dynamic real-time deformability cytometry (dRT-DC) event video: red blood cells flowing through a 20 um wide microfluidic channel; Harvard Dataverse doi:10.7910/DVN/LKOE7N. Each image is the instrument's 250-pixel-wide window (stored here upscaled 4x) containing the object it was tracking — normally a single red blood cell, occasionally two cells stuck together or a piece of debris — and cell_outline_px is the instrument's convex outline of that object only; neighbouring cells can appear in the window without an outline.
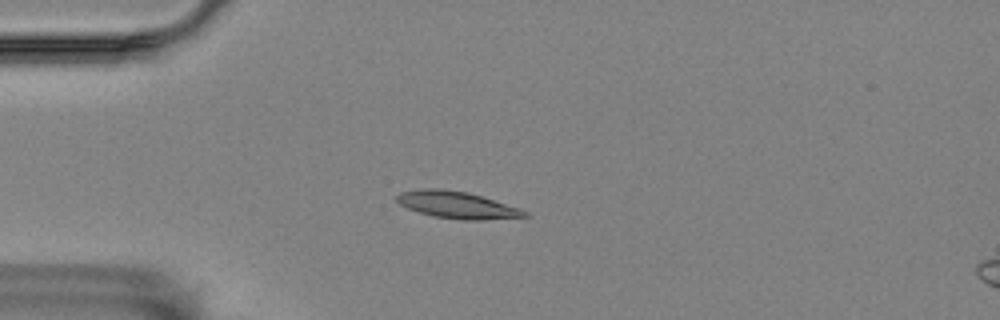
{"species": "Egyptian fruit bat (a non-hibernating species)", "species_latin": "Rousettus aegyptiacus", "temperature_condition": "room temperature", "stored_images_in_passage": 56, "camera_frame_rate_fps": 3000, "um_per_image_px": 0.085, "animal": {"sex": "female"}, "frame": {"image": 1, "passage_image": 14, "time_ms": 4.333, "image_size_px": [1000, 320], "cell_outline_px": [[528, 216], [484, 220], [460, 220], [432, 216], [408, 208], [400, 204], [396, 200], [396, 196], [400, 192], [424, 188], [436, 188], [468, 192], [520, 208], [528, 212]], "centroid_in_image_um": [38.84, 17.42], "position_along_channel_um": 46.2, "area_um2": 20.0}}
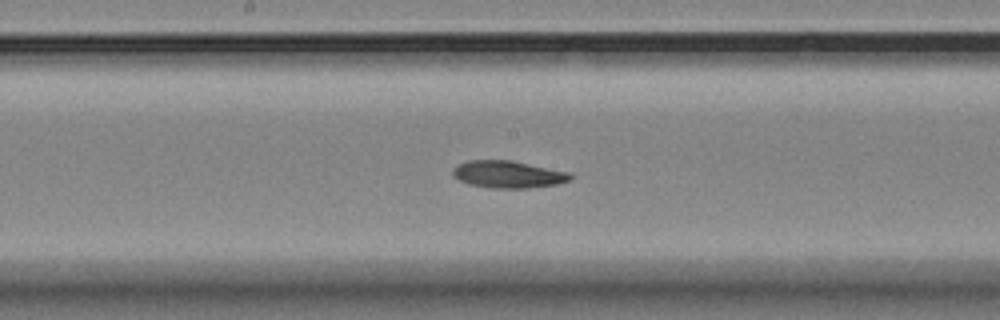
{"frame": {"image": 2, "passage_image": 29, "time_ms": 9.333, "image_size_px": [1000, 320], "cell_outline_px": [[572, 176], [568, 180], [556, 184], [528, 188], [492, 188], [468, 184], [452, 176], [452, 168], [468, 160], [512, 160], [568, 172]], "centroid_in_image_um": [43.13, 14.82], "position_along_channel_um": 205.1, "area_um2": 18.5}}
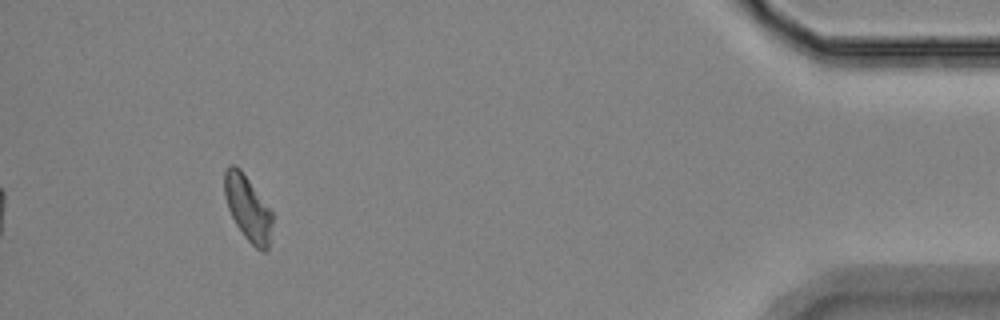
{"frame": {"image": 3, "passage_image": 52, "time_ms": 17.0, "image_size_px": [1000, 320], "cell_outline_px": [[272, 224], [268, 248], [264, 252], [260, 252], [244, 236], [236, 224], [228, 208], [224, 196], [224, 172], [232, 164], [240, 168], [272, 208]], "centroid_in_image_um": [21.08, 17.68], "position_along_channel_um": 414.1, "area_um2": 18.38}, "authors_computed_cell_mechanics": {"area_um2": 18.785, "velocity_mm_per_s": 3.5136, "shape_relaxation_time_tau1_ms": 4.1513, "shape_relaxation_time_tau2_ms": null, "deformation_change_tau1": 0.1313, "deformation_change_tau2": null}}